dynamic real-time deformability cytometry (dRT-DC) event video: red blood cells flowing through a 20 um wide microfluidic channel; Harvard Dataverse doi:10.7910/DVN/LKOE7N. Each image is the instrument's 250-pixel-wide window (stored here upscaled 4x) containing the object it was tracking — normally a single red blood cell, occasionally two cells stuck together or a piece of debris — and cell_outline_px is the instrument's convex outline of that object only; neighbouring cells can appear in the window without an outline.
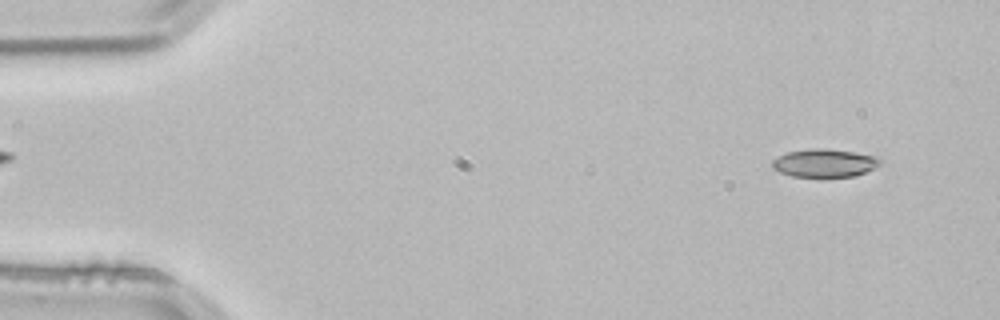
{"species": "common noctule bat (a hibernating species)", "species_latin": "Nyctalus noctula", "temperature_condition": "room temperature", "stored_images_in_passage": 53, "camera_frame_rate_fps": 3000, "um_per_image_px": 0.085, "animal": {"sex": "male", "body_mass_g": 21.5, "forearm_length_mm": 52.0}, "frame": {"image": 1, "passage_image": 4, "time_ms": 1.0, "image_size_px": [1000, 320], "cell_outline_px": [[884, 160], [876, 168], [852, 176], [792, 176], [780, 172], [772, 168], [772, 160], [788, 152], [812, 148], [824, 148], [856, 152], [872, 156]], "centroid_in_image_um": [70.09, 13.84], "position_along_channel_um": 14.9, "area_um2": 17.46}}
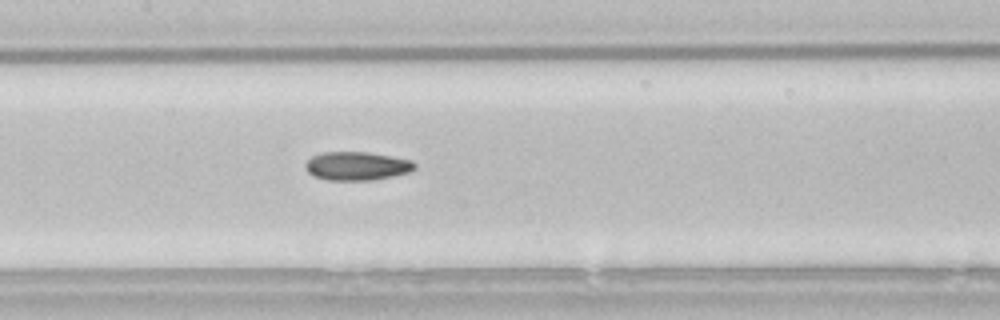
{"frame": {"image": 2, "passage_image": 25, "time_ms": 8.0, "image_size_px": [1000, 320], "cell_outline_px": [[416, 168], [408, 172], [392, 176], [372, 180], [328, 180], [312, 176], [304, 168], [304, 164], [312, 156], [324, 152], [368, 152], [392, 156], [412, 160], [416, 164]], "centroid_in_image_um": [30.32, 14.11], "position_along_channel_um": 177.1, "area_um2": 18.26}}
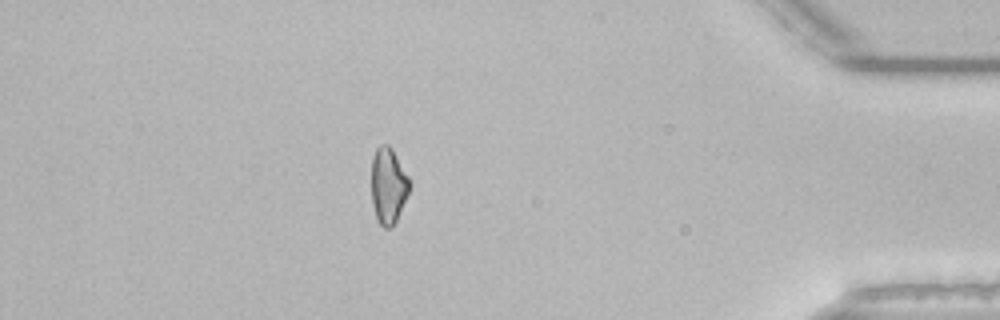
{"frame": {"image": 3, "passage_image": 46, "time_ms": 15.0, "image_size_px": [1000, 320], "cell_outline_px": [[408, 192], [396, 220], [388, 228], [384, 228], [376, 220], [372, 204], [372, 156], [376, 148], [380, 144], [388, 144], [392, 148], [408, 176]], "centroid_in_image_um": [32.96, 15.75], "position_along_channel_um": 402.2, "area_um2": 16.59}, "authors_computed_cell_mechanics": {"area_um2": 17.8602, "velocity_mm_per_s": 3.8527, "shape_relaxation_time_tau1_ms": 6.533, "shape_relaxation_time_tau2_ms": 5.4759, "deformation_change_tau1": 0.1544, "deformation_change_tau2": 0.1243}}